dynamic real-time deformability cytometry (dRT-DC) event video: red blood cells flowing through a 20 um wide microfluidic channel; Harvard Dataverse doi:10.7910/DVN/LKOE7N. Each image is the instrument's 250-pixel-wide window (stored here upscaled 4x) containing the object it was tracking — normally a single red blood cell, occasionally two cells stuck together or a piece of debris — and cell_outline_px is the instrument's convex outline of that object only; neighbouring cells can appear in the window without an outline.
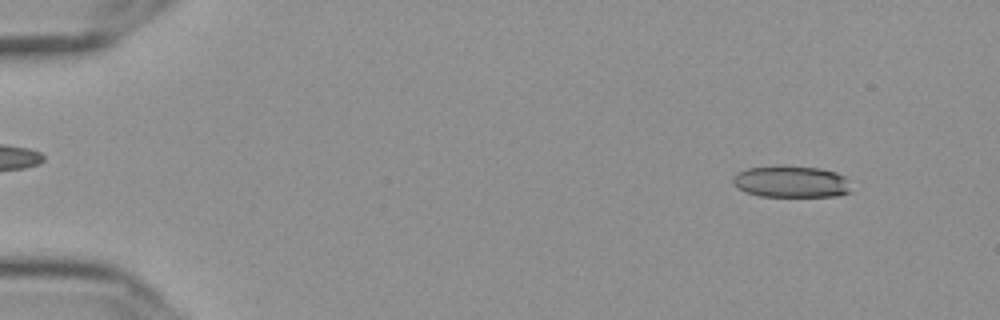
{"species": "Egyptian fruit bat (a non-hibernating species)", "species_latin": "Rousettus aegyptiacus", "temperature_condition": "cold", "stored_images_in_passage": 57, "camera_frame_rate_fps": 3000, "um_per_image_px": 0.085, "frame": {"image": 1, "passage_image": 6, "time_ms": 1.667, "image_size_px": [1000, 320], "cell_outline_px": [[852, 192], [840, 196], [760, 196], [748, 192], [732, 184], [732, 176], [736, 172], [748, 168], [820, 168], [836, 172], [844, 176], [848, 180]], "centroid_in_image_um": [67.3, 15.48], "position_along_channel_um": 17.7, "area_um2": 21.27}}
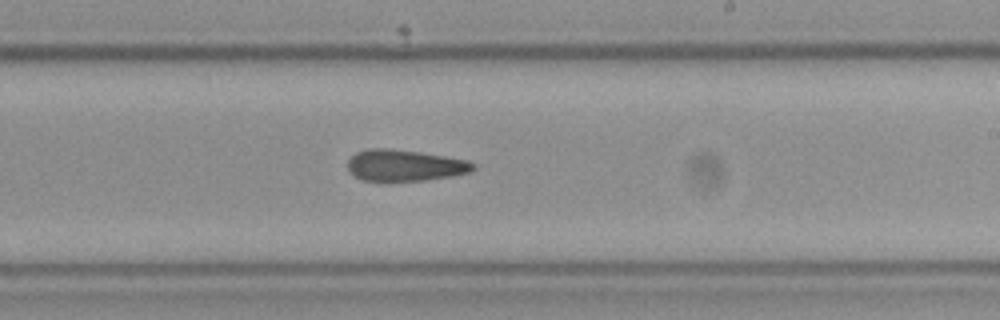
{"frame": {"image": 2, "passage_image": 35, "time_ms": 11.333, "image_size_px": [1000, 320], "cell_outline_px": [[476, 168], [468, 172], [452, 176], [424, 180], [384, 184], [364, 180], [356, 176], [348, 168], [348, 160], [356, 152], [368, 148], [392, 148], [420, 152], [468, 160], [476, 164]], "centroid_in_image_um": [34.38, 14.09], "position_along_channel_um": 254.6, "area_um2": 23.58}}
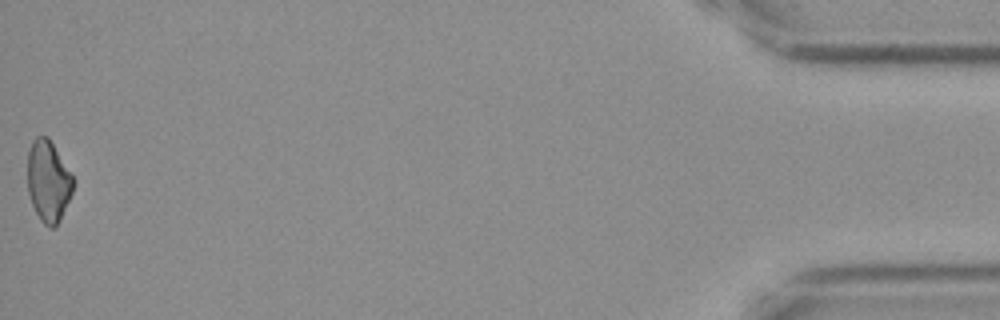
{"frame": {"image": 3, "passage_image": 57, "time_ms": 18.667, "image_size_px": [1000, 320], "cell_outline_px": [[76, 180], [72, 192], [60, 220], [52, 228], [48, 228], [40, 220], [32, 204], [28, 192], [28, 152], [32, 140], [36, 136], [48, 136]], "centroid_in_image_um": [4.11, 15.39], "position_along_channel_um": 431.1, "area_um2": 21.73}, "authors_computed_cell_mechanics": {"area_um2": 23.1778, "velocity_mm_per_s": 3.6277, "shape_relaxation_time_tau1_ms": 8.9481, "shape_relaxation_time_tau2_ms": 9.6241, "deformation_change_tau1": 0.1346, "deformation_change_tau2": 0.2085}}